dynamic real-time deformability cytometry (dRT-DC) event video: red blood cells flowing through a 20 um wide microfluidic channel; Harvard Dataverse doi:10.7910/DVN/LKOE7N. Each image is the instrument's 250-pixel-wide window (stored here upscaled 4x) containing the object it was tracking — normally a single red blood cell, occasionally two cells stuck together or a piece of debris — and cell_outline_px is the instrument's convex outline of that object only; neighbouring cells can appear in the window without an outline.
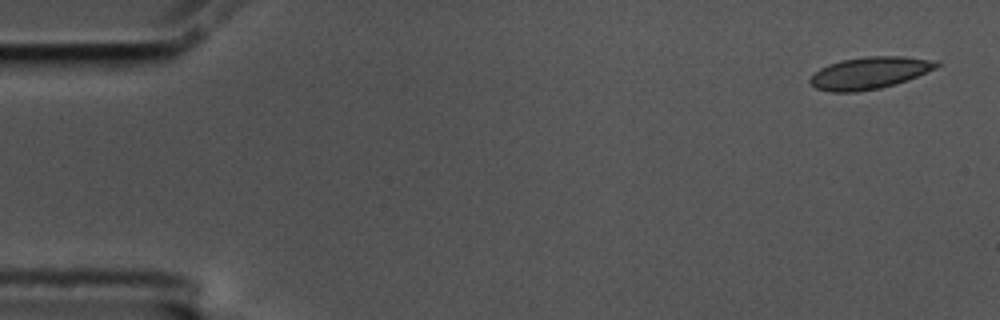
{"species": "common noctule bat (a hibernating species)", "species_latin": "Nyctalus noctula", "temperature_condition": "cold", "stored_images_in_passage": 5, "camera_frame_rate_fps": 3000, "um_per_image_px": 0.085, "animal": {"sex": "male", "body_mass_g": 17.5, "forearm_length_mm": 52.3}, "frame": {"image": 1, "passage_image": 1, "time_ms": 0.0, "image_size_px": [1000, 320], "cell_outline_px": [[940, 64], [936, 68], [916, 76], [880, 88], [856, 92], [832, 92], [816, 88], [808, 80], [820, 68], [828, 64], [840, 60], [868, 56], [904, 56], [940, 60]], "centroid_in_image_um": [73.92, 6.18], "position_along_channel_um": 11.1, "area_um2": 23.47}}
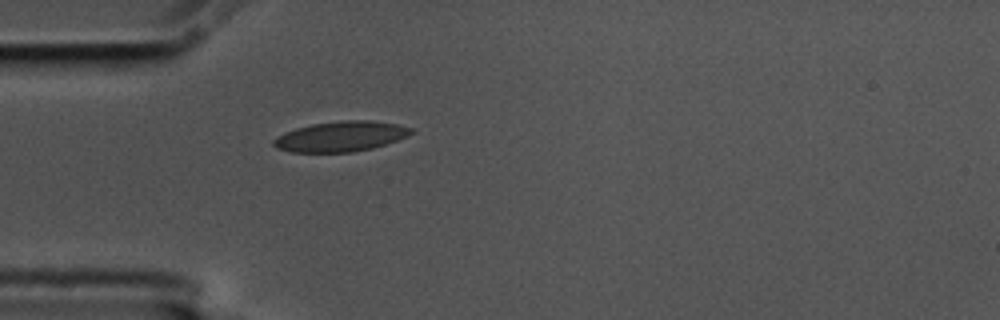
{"frame": {"image": 2, "passage_image": 5, "time_ms": 1.333, "image_size_px": [1000, 320], "cell_outline_px": [[412, 132], [408, 136], [372, 148], [352, 152], [292, 152], [276, 148], [272, 144], [272, 140], [276, 136], [284, 132], [296, 128], [312, 124], [344, 120], [372, 120], [396, 124], [412, 128]], "centroid_in_image_um": [28.92, 11.59], "position_along_channel_um": 56.1, "area_um2": 24.16}}